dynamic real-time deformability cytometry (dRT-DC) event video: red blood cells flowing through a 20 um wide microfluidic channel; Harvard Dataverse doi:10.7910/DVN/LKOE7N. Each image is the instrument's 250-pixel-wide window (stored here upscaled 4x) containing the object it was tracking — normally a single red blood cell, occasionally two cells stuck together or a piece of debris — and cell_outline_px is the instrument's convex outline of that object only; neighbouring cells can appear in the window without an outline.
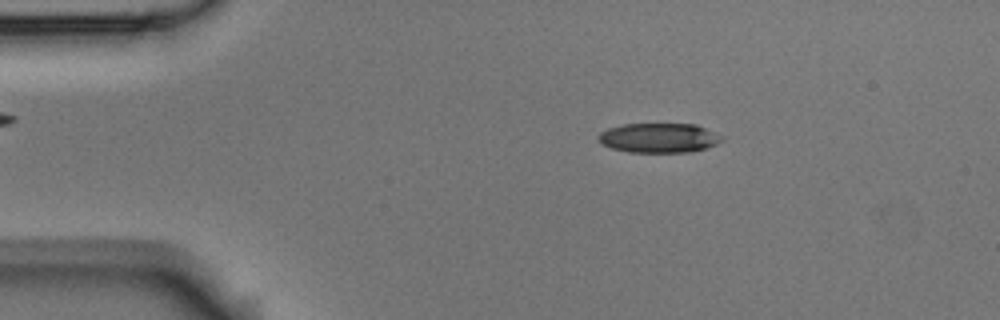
{"species": "Egyptian fruit bat (a non-hibernating species)", "species_latin": "Rousettus aegyptiacus", "temperature_condition": "room temperature", "stored_images_in_passage": 6, "camera_frame_rate_fps": 3000, "um_per_image_px": 0.085, "animal": {"sex": "male"}, "frame": {"image": 1, "passage_image": 2, "time_ms": 1.0, "image_size_px": [1000, 320], "cell_outline_px": [[724, 140], [708, 148], [688, 152], [628, 152], [612, 148], [600, 144], [596, 140], [596, 136], [600, 132], [608, 128], [624, 124], [696, 124], [724, 136]], "centroid_in_image_um": [55.99, 11.72], "position_along_channel_um": 29.0, "area_um2": 21.56}}
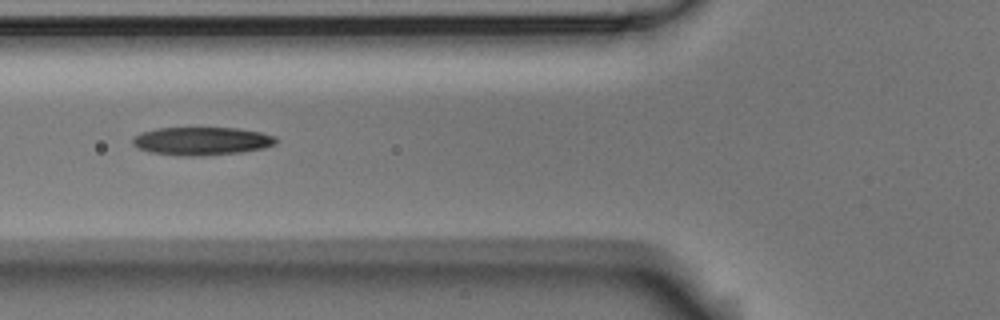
{"frame": {"image": 2, "passage_image": 5, "time_ms": 4.667, "image_size_px": [1000, 320], "cell_outline_px": [[280, 140], [276, 144], [264, 148], [240, 152], [204, 156], [176, 156], [148, 152], [136, 148], [132, 144], [132, 136], [140, 132], [156, 128], [236, 128], [260, 132], [276, 136]], "centroid_in_image_um": [17.11, 12.0], "position_along_channel_um": 108.7, "area_um2": 23.99}}
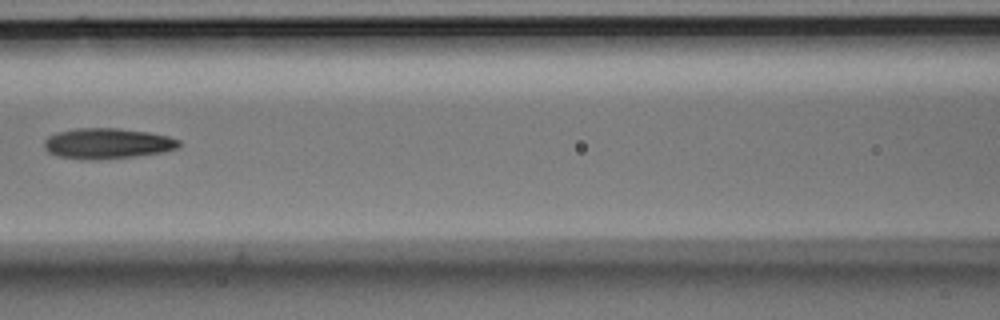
{"frame": {"image": 3, "passage_image": 6, "time_ms": 6.0, "image_size_px": [1000, 320], "cell_outline_px": [[180, 148], [164, 152], [136, 156], [100, 160], [88, 160], [56, 156], [48, 152], [44, 148], [44, 140], [48, 136], [56, 132], [76, 128], [120, 128], [148, 132], [168, 136], [180, 140]], "centroid_in_image_um": [9.12, 12.2], "position_along_channel_um": 157.5, "area_um2": 24.39}}